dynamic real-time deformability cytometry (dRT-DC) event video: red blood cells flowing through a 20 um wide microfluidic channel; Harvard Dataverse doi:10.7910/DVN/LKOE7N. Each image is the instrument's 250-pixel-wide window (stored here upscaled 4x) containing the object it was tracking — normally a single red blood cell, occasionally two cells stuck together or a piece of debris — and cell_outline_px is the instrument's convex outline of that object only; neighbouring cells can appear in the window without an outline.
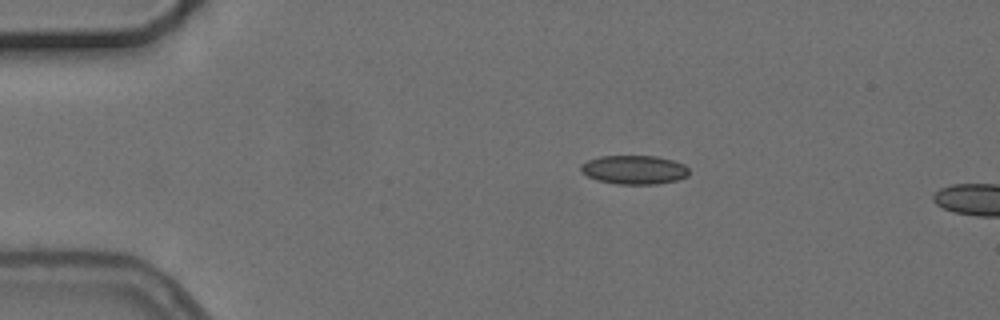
{"species": "common noctule bat (a hibernating species)", "species_latin": "Nyctalus noctula", "temperature_condition": "cold", "stored_images_in_passage": 3, "camera_frame_rate_fps": 3000, "um_per_image_px": 0.085, "animal": {"sex": "female", "body_mass_g": 24.6, "forearm_length_mm": 56.2}, "frame": {"image": 1, "passage_image": 2, "time_ms": 1.333, "image_size_px": [1000, 320], "cell_outline_px": [[688, 176], [676, 180], [656, 184], [616, 184], [596, 180], [580, 172], [580, 164], [588, 160], [600, 156], [656, 156], [672, 160], [684, 164], [688, 168]], "centroid_in_image_um": [53.87, 14.43], "position_along_channel_um": 31.1, "area_um2": 18.26}}